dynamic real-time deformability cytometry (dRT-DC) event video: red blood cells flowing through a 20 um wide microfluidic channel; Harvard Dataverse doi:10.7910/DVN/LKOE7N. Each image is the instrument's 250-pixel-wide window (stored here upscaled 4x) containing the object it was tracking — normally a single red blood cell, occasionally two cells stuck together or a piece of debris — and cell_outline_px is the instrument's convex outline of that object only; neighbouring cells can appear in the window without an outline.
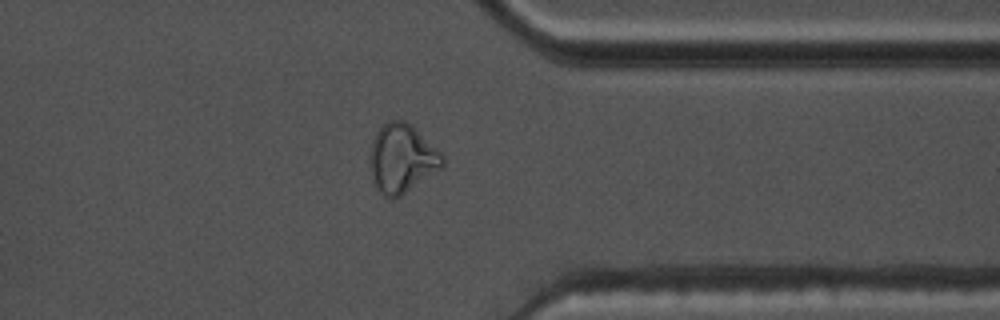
{"species": "common noctule bat (a hibernating species)", "species_latin": "Nyctalus noctula", "temperature_condition": "warm", "stored_images_in_passage": 39, "camera_frame_rate_fps": 3000, "um_per_image_px": 0.085, "animal": {"sex": "male", "body_mass_g": 17.5, "forearm_length_mm": 52.3}, "frame": {"image": 1, "passage_image": 27, "time_ms": 8.667, "image_size_px": [1000, 320], "cell_outline_px": [[444, 164], [440, 168], [400, 196], [392, 200], [384, 196], [380, 192], [372, 176], [368, 156], [372, 140], [376, 132], [388, 120], [404, 120], [440, 152], [444, 156]], "centroid_in_image_um": [34.11, 13.47], "position_along_channel_um": 377.3, "area_um2": 28.5}}
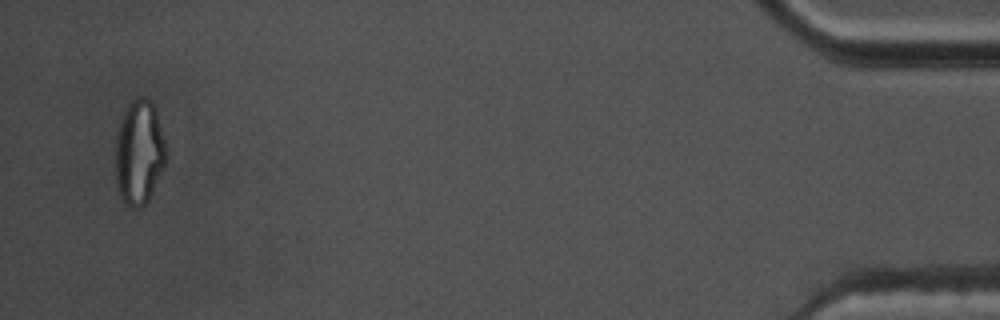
{"frame": {"image": 2, "passage_image": 37, "time_ms": 12.0, "image_size_px": [1000, 320], "cell_outline_px": [[168, 160], [148, 200], [140, 208], [132, 208], [124, 204], [120, 200], [116, 188], [116, 132], [120, 116], [124, 108], [136, 96], [144, 96], [152, 100], [156, 108], [168, 156]], "centroid_in_image_um": [11.82, 12.93], "position_along_channel_um": 423.4, "area_um2": 31.85}, "authors_computed_cell_mechanics": {"area_um2": 12.138, "velocity_mm_per_s": 3.7301, "shape_relaxation_time_tau1_ms": null, "shape_relaxation_time_tau2_ms": 4.0082, "deformation_change_tau1": null, "deformation_change_tau2": 0.1048}}